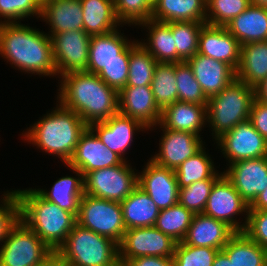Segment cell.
<instances>
[{
	"label": "cell",
	"mask_w": 267,
	"mask_h": 266,
	"mask_svg": "<svg viewBox=\"0 0 267 266\" xmlns=\"http://www.w3.org/2000/svg\"><path fill=\"white\" fill-rule=\"evenodd\" d=\"M205 149L204 146L175 170L179 188L188 187L193 182L204 179H219L223 175V172L219 173L215 170L214 162Z\"/></svg>",
	"instance_id": "836d02e7"
},
{
	"label": "cell",
	"mask_w": 267,
	"mask_h": 266,
	"mask_svg": "<svg viewBox=\"0 0 267 266\" xmlns=\"http://www.w3.org/2000/svg\"><path fill=\"white\" fill-rule=\"evenodd\" d=\"M114 5L122 26H139L152 17L153 3L150 0H114Z\"/></svg>",
	"instance_id": "60d3db41"
},
{
	"label": "cell",
	"mask_w": 267,
	"mask_h": 266,
	"mask_svg": "<svg viewBox=\"0 0 267 266\" xmlns=\"http://www.w3.org/2000/svg\"><path fill=\"white\" fill-rule=\"evenodd\" d=\"M115 29L103 35L91 36L87 72L99 74L112 62H129L130 40Z\"/></svg>",
	"instance_id": "ac0fdd59"
},
{
	"label": "cell",
	"mask_w": 267,
	"mask_h": 266,
	"mask_svg": "<svg viewBox=\"0 0 267 266\" xmlns=\"http://www.w3.org/2000/svg\"><path fill=\"white\" fill-rule=\"evenodd\" d=\"M55 254L72 266H121L117 242L77 223Z\"/></svg>",
	"instance_id": "8992f818"
},
{
	"label": "cell",
	"mask_w": 267,
	"mask_h": 266,
	"mask_svg": "<svg viewBox=\"0 0 267 266\" xmlns=\"http://www.w3.org/2000/svg\"><path fill=\"white\" fill-rule=\"evenodd\" d=\"M236 232L225 222L202 214H194L183 244L210 247L219 251Z\"/></svg>",
	"instance_id": "603a6c76"
},
{
	"label": "cell",
	"mask_w": 267,
	"mask_h": 266,
	"mask_svg": "<svg viewBox=\"0 0 267 266\" xmlns=\"http://www.w3.org/2000/svg\"><path fill=\"white\" fill-rule=\"evenodd\" d=\"M124 160L108 149L95 132L87 126L81 133L76 149L67 165L84 176L94 170L116 166Z\"/></svg>",
	"instance_id": "2e32d148"
},
{
	"label": "cell",
	"mask_w": 267,
	"mask_h": 266,
	"mask_svg": "<svg viewBox=\"0 0 267 266\" xmlns=\"http://www.w3.org/2000/svg\"><path fill=\"white\" fill-rule=\"evenodd\" d=\"M157 126L161 128L163 135L159 141V153L151 156L150 160L159 166L176 170L204 147L201 135L165 129L160 123L155 127Z\"/></svg>",
	"instance_id": "9a60e30c"
},
{
	"label": "cell",
	"mask_w": 267,
	"mask_h": 266,
	"mask_svg": "<svg viewBox=\"0 0 267 266\" xmlns=\"http://www.w3.org/2000/svg\"><path fill=\"white\" fill-rule=\"evenodd\" d=\"M0 245V266H38L54 252L22 220Z\"/></svg>",
	"instance_id": "52a82bcc"
},
{
	"label": "cell",
	"mask_w": 267,
	"mask_h": 266,
	"mask_svg": "<svg viewBox=\"0 0 267 266\" xmlns=\"http://www.w3.org/2000/svg\"><path fill=\"white\" fill-rule=\"evenodd\" d=\"M228 166L224 176L250 206L267 188V156L239 160Z\"/></svg>",
	"instance_id": "5bb4252c"
},
{
	"label": "cell",
	"mask_w": 267,
	"mask_h": 266,
	"mask_svg": "<svg viewBox=\"0 0 267 266\" xmlns=\"http://www.w3.org/2000/svg\"><path fill=\"white\" fill-rule=\"evenodd\" d=\"M126 229L153 227L159 215V208L140 187L121 202Z\"/></svg>",
	"instance_id": "f546056e"
},
{
	"label": "cell",
	"mask_w": 267,
	"mask_h": 266,
	"mask_svg": "<svg viewBox=\"0 0 267 266\" xmlns=\"http://www.w3.org/2000/svg\"><path fill=\"white\" fill-rule=\"evenodd\" d=\"M56 266H72V265L63 262V261L56 255Z\"/></svg>",
	"instance_id": "9f6ffc18"
},
{
	"label": "cell",
	"mask_w": 267,
	"mask_h": 266,
	"mask_svg": "<svg viewBox=\"0 0 267 266\" xmlns=\"http://www.w3.org/2000/svg\"><path fill=\"white\" fill-rule=\"evenodd\" d=\"M138 187L146 192L159 210L178 203L179 187L176 172L148 160L138 174Z\"/></svg>",
	"instance_id": "e0dca14e"
},
{
	"label": "cell",
	"mask_w": 267,
	"mask_h": 266,
	"mask_svg": "<svg viewBox=\"0 0 267 266\" xmlns=\"http://www.w3.org/2000/svg\"><path fill=\"white\" fill-rule=\"evenodd\" d=\"M41 17L40 20H44L51 26L47 34L83 30V12L80 0H48L42 4Z\"/></svg>",
	"instance_id": "d4e9b609"
},
{
	"label": "cell",
	"mask_w": 267,
	"mask_h": 266,
	"mask_svg": "<svg viewBox=\"0 0 267 266\" xmlns=\"http://www.w3.org/2000/svg\"><path fill=\"white\" fill-rule=\"evenodd\" d=\"M80 1L83 12V30L89 36L103 35L122 26L116 16L114 0Z\"/></svg>",
	"instance_id": "4dcf8cb0"
},
{
	"label": "cell",
	"mask_w": 267,
	"mask_h": 266,
	"mask_svg": "<svg viewBox=\"0 0 267 266\" xmlns=\"http://www.w3.org/2000/svg\"><path fill=\"white\" fill-rule=\"evenodd\" d=\"M37 1L42 5L43 3H45L48 0H37Z\"/></svg>",
	"instance_id": "6f0895ef"
},
{
	"label": "cell",
	"mask_w": 267,
	"mask_h": 266,
	"mask_svg": "<svg viewBox=\"0 0 267 266\" xmlns=\"http://www.w3.org/2000/svg\"><path fill=\"white\" fill-rule=\"evenodd\" d=\"M177 242L155 226L127 229L119 246V262L123 266L128 260L155 256L173 258Z\"/></svg>",
	"instance_id": "30bf717a"
},
{
	"label": "cell",
	"mask_w": 267,
	"mask_h": 266,
	"mask_svg": "<svg viewBox=\"0 0 267 266\" xmlns=\"http://www.w3.org/2000/svg\"><path fill=\"white\" fill-rule=\"evenodd\" d=\"M250 2L253 5L267 7V0H250Z\"/></svg>",
	"instance_id": "11a10c76"
},
{
	"label": "cell",
	"mask_w": 267,
	"mask_h": 266,
	"mask_svg": "<svg viewBox=\"0 0 267 266\" xmlns=\"http://www.w3.org/2000/svg\"><path fill=\"white\" fill-rule=\"evenodd\" d=\"M0 56L21 72L57 75L51 37L20 22L0 24Z\"/></svg>",
	"instance_id": "7a4b0ae2"
},
{
	"label": "cell",
	"mask_w": 267,
	"mask_h": 266,
	"mask_svg": "<svg viewBox=\"0 0 267 266\" xmlns=\"http://www.w3.org/2000/svg\"><path fill=\"white\" fill-rule=\"evenodd\" d=\"M249 120L253 127L267 141V103L255 98L251 107Z\"/></svg>",
	"instance_id": "c3c4849f"
},
{
	"label": "cell",
	"mask_w": 267,
	"mask_h": 266,
	"mask_svg": "<svg viewBox=\"0 0 267 266\" xmlns=\"http://www.w3.org/2000/svg\"><path fill=\"white\" fill-rule=\"evenodd\" d=\"M218 179H204L190 186L179 188L178 203L193 214H202L211 189Z\"/></svg>",
	"instance_id": "b9f144b4"
},
{
	"label": "cell",
	"mask_w": 267,
	"mask_h": 266,
	"mask_svg": "<svg viewBox=\"0 0 267 266\" xmlns=\"http://www.w3.org/2000/svg\"><path fill=\"white\" fill-rule=\"evenodd\" d=\"M249 211H267V188L249 206Z\"/></svg>",
	"instance_id": "f907efd6"
},
{
	"label": "cell",
	"mask_w": 267,
	"mask_h": 266,
	"mask_svg": "<svg viewBox=\"0 0 267 266\" xmlns=\"http://www.w3.org/2000/svg\"><path fill=\"white\" fill-rule=\"evenodd\" d=\"M127 162L87 173L84 194L121 203L138 186V173Z\"/></svg>",
	"instance_id": "9c48e42d"
},
{
	"label": "cell",
	"mask_w": 267,
	"mask_h": 266,
	"mask_svg": "<svg viewBox=\"0 0 267 266\" xmlns=\"http://www.w3.org/2000/svg\"><path fill=\"white\" fill-rule=\"evenodd\" d=\"M66 166L76 173V177L65 176L56 180L51 189L35 190L46 200L57 204L61 209L72 213L77 217L79 212L80 200L84 195V175L76 168Z\"/></svg>",
	"instance_id": "4316f807"
},
{
	"label": "cell",
	"mask_w": 267,
	"mask_h": 266,
	"mask_svg": "<svg viewBox=\"0 0 267 266\" xmlns=\"http://www.w3.org/2000/svg\"><path fill=\"white\" fill-rule=\"evenodd\" d=\"M236 78L256 88L267 78V41L241 45Z\"/></svg>",
	"instance_id": "f1b7e54d"
},
{
	"label": "cell",
	"mask_w": 267,
	"mask_h": 266,
	"mask_svg": "<svg viewBox=\"0 0 267 266\" xmlns=\"http://www.w3.org/2000/svg\"><path fill=\"white\" fill-rule=\"evenodd\" d=\"M218 149L230 165L239 160L267 156V141L248 119L236 125L216 141Z\"/></svg>",
	"instance_id": "4fadbf2b"
},
{
	"label": "cell",
	"mask_w": 267,
	"mask_h": 266,
	"mask_svg": "<svg viewBox=\"0 0 267 266\" xmlns=\"http://www.w3.org/2000/svg\"><path fill=\"white\" fill-rule=\"evenodd\" d=\"M0 199V245L8 236L11 229L20 220V202L15 190L3 193Z\"/></svg>",
	"instance_id": "f6af8a7d"
},
{
	"label": "cell",
	"mask_w": 267,
	"mask_h": 266,
	"mask_svg": "<svg viewBox=\"0 0 267 266\" xmlns=\"http://www.w3.org/2000/svg\"><path fill=\"white\" fill-rule=\"evenodd\" d=\"M41 7L37 0H0V24L19 23L29 16L41 18Z\"/></svg>",
	"instance_id": "ee69618b"
},
{
	"label": "cell",
	"mask_w": 267,
	"mask_h": 266,
	"mask_svg": "<svg viewBox=\"0 0 267 266\" xmlns=\"http://www.w3.org/2000/svg\"><path fill=\"white\" fill-rule=\"evenodd\" d=\"M221 250L233 266H267V249L244 232H236Z\"/></svg>",
	"instance_id": "d6a6232c"
},
{
	"label": "cell",
	"mask_w": 267,
	"mask_h": 266,
	"mask_svg": "<svg viewBox=\"0 0 267 266\" xmlns=\"http://www.w3.org/2000/svg\"><path fill=\"white\" fill-rule=\"evenodd\" d=\"M157 63L139 41H131L126 86H150Z\"/></svg>",
	"instance_id": "e575fe53"
},
{
	"label": "cell",
	"mask_w": 267,
	"mask_h": 266,
	"mask_svg": "<svg viewBox=\"0 0 267 266\" xmlns=\"http://www.w3.org/2000/svg\"><path fill=\"white\" fill-rule=\"evenodd\" d=\"M225 27L241 45L267 41V7L251 4Z\"/></svg>",
	"instance_id": "484cf974"
},
{
	"label": "cell",
	"mask_w": 267,
	"mask_h": 266,
	"mask_svg": "<svg viewBox=\"0 0 267 266\" xmlns=\"http://www.w3.org/2000/svg\"><path fill=\"white\" fill-rule=\"evenodd\" d=\"M118 98L122 115L140 121L150 130L160 123L162 110L156 104L150 86H125L118 92Z\"/></svg>",
	"instance_id": "44dd1931"
},
{
	"label": "cell",
	"mask_w": 267,
	"mask_h": 266,
	"mask_svg": "<svg viewBox=\"0 0 267 266\" xmlns=\"http://www.w3.org/2000/svg\"><path fill=\"white\" fill-rule=\"evenodd\" d=\"M140 27L148 29L147 42L140 44L155 58L157 62L177 63V52L170 23L149 19Z\"/></svg>",
	"instance_id": "1f68e13d"
},
{
	"label": "cell",
	"mask_w": 267,
	"mask_h": 266,
	"mask_svg": "<svg viewBox=\"0 0 267 266\" xmlns=\"http://www.w3.org/2000/svg\"><path fill=\"white\" fill-rule=\"evenodd\" d=\"M76 223L118 244L127 230L121 203L84 194L80 200Z\"/></svg>",
	"instance_id": "ba28073f"
},
{
	"label": "cell",
	"mask_w": 267,
	"mask_h": 266,
	"mask_svg": "<svg viewBox=\"0 0 267 266\" xmlns=\"http://www.w3.org/2000/svg\"><path fill=\"white\" fill-rule=\"evenodd\" d=\"M123 266H174L173 258L146 256L128 260Z\"/></svg>",
	"instance_id": "681fc988"
},
{
	"label": "cell",
	"mask_w": 267,
	"mask_h": 266,
	"mask_svg": "<svg viewBox=\"0 0 267 266\" xmlns=\"http://www.w3.org/2000/svg\"><path fill=\"white\" fill-rule=\"evenodd\" d=\"M175 77L178 88V101L207 105L208 98L194 77L187 61L175 63Z\"/></svg>",
	"instance_id": "f35d334b"
},
{
	"label": "cell",
	"mask_w": 267,
	"mask_h": 266,
	"mask_svg": "<svg viewBox=\"0 0 267 266\" xmlns=\"http://www.w3.org/2000/svg\"><path fill=\"white\" fill-rule=\"evenodd\" d=\"M206 22H171L177 52V63L187 61L198 52L199 33Z\"/></svg>",
	"instance_id": "74e56055"
},
{
	"label": "cell",
	"mask_w": 267,
	"mask_h": 266,
	"mask_svg": "<svg viewBox=\"0 0 267 266\" xmlns=\"http://www.w3.org/2000/svg\"><path fill=\"white\" fill-rule=\"evenodd\" d=\"M250 5V0H207L206 24L226 26Z\"/></svg>",
	"instance_id": "ab89813d"
},
{
	"label": "cell",
	"mask_w": 267,
	"mask_h": 266,
	"mask_svg": "<svg viewBox=\"0 0 267 266\" xmlns=\"http://www.w3.org/2000/svg\"><path fill=\"white\" fill-rule=\"evenodd\" d=\"M212 266H233V264L230 262L228 256L220 250L216 254Z\"/></svg>",
	"instance_id": "816d5d0a"
},
{
	"label": "cell",
	"mask_w": 267,
	"mask_h": 266,
	"mask_svg": "<svg viewBox=\"0 0 267 266\" xmlns=\"http://www.w3.org/2000/svg\"><path fill=\"white\" fill-rule=\"evenodd\" d=\"M248 204L242 199L233 184L224 174L214 183L203 214L225 222L235 232H243L248 221ZM239 214H244V222L236 220ZM236 217H235V216ZM243 223V224H241Z\"/></svg>",
	"instance_id": "8fae6325"
},
{
	"label": "cell",
	"mask_w": 267,
	"mask_h": 266,
	"mask_svg": "<svg viewBox=\"0 0 267 266\" xmlns=\"http://www.w3.org/2000/svg\"><path fill=\"white\" fill-rule=\"evenodd\" d=\"M15 192L20 202V220L55 253L76 224V217L44 199L35 189Z\"/></svg>",
	"instance_id": "277c9868"
},
{
	"label": "cell",
	"mask_w": 267,
	"mask_h": 266,
	"mask_svg": "<svg viewBox=\"0 0 267 266\" xmlns=\"http://www.w3.org/2000/svg\"><path fill=\"white\" fill-rule=\"evenodd\" d=\"M38 266H56V254L54 253L48 260Z\"/></svg>",
	"instance_id": "db71d44e"
},
{
	"label": "cell",
	"mask_w": 267,
	"mask_h": 266,
	"mask_svg": "<svg viewBox=\"0 0 267 266\" xmlns=\"http://www.w3.org/2000/svg\"><path fill=\"white\" fill-rule=\"evenodd\" d=\"M207 0H156L152 17L155 21L206 22Z\"/></svg>",
	"instance_id": "83f0119b"
},
{
	"label": "cell",
	"mask_w": 267,
	"mask_h": 266,
	"mask_svg": "<svg viewBox=\"0 0 267 266\" xmlns=\"http://www.w3.org/2000/svg\"><path fill=\"white\" fill-rule=\"evenodd\" d=\"M255 98V88L237 78L221 92L208 98L207 124L212 129L215 141L239 123L249 119Z\"/></svg>",
	"instance_id": "5b68a950"
},
{
	"label": "cell",
	"mask_w": 267,
	"mask_h": 266,
	"mask_svg": "<svg viewBox=\"0 0 267 266\" xmlns=\"http://www.w3.org/2000/svg\"><path fill=\"white\" fill-rule=\"evenodd\" d=\"M48 35L52 40L57 77L70 72L86 71L91 36L84 30H69Z\"/></svg>",
	"instance_id": "7c38bea8"
},
{
	"label": "cell",
	"mask_w": 267,
	"mask_h": 266,
	"mask_svg": "<svg viewBox=\"0 0 267 266\" xmlns=\"http://www.w3.org/2000/svg\"><path fill=\"white\" fill-rule=\"evenodd\" d=\"M105 146L118 154L124 161V153L130 148L135 132L147 131L140 121L116 113L102 122H95L89 126ZM143 129V130H142Z\"/></svg>",
	"instance_id": "d6986e66"
},
{
	"label": "cell",
	"mask_w": 267,
	"mask_h": 266,
	"mask_svg": "<svg viewBox=\"0 0 267 266\" xmlns=\"http://www.w3.org/2000/svg\"><path fill=\"white\" fill-rule=\"evenodd\" d=\"M248 221L243 231L251 240L267 249V211H248Z\"/></svg>",
	"instance_id": "bcb514c9"
},
{
	"label": "cell",
	"mask_w": 267,
	"mask_h": 266,
	"mask_svg": "<svg viewBox=\"0 0 267 266\" xmlns=\"http://www.w3.org/2000/svg\"><path fill=\"white\" fill-rule=\"evenodd\" d=\"M50 112V113H49ZM36 121L23 137L43 152L56 155L64 164L72 158L81 133L87 128L74 111L60 103Z\"/></svg>",
	"instance_id": "3957f363"
},
{
	"label": "cell",
	"mask_w": 267,
	"mask_h": 266,
	"mask_svg": "<svg viewBox=\"0 0 267 266\" xmlns=\"http://www.w3.org/2000/svg\"><path fill=\"white\" fill-rule=\"evenodd\" d=\"M150 87L155 102L161 110L178 101L175 63L158 62L154 69Z\"/></svg>",
	"instance_id": "d590c367"
},
{
	"label": "cell",
	"mask_w": 267,
	"mask_h": 266,
	"mask_svg": "<svg viewBox=\"0 0 267 266\" xmlns=\"http://www.w3.org/2000/svg\"><path fill=\"white\" fill-rule=\"evenodd\" d=\"M59 78L61 84L56 102L77 113L87 126L119 112L118 91L97 74L76 71Z\"/></svg>",
	"instance_id": "6da1fadb"
},
{
	"label": "cell",
	"mask_w": 267,
	"mask_h": 266,
	"mask_svg": "<svg viewBox=\"0 0 267 266\" xmlns=\"http://www.w3.org/2000/svg\"><path fill=\"white\" fill-rule=\"evenodd\" d=\"M194 214L177 203L159 212L155 227L177 243L182 242L192 222Z\"/></svg>",
	"instance_id": "8d00e7d4"
},
{
	"label": "cell",
	"mask_w": 267,
	"mask_h": 266,
	"mask_svg": "<svg viewBox=\"0 0 267 266\" xmlns=\"http://www.w3.org/2000/svg\"><path fill=\"white\" fill-rule=\"evenodd\" d=\"M129 62H112L98 76L118 92L126 86L128 80Z\"/></svg>",
	"instance_id": "7dc6e473"
},
{
	"label": "cell",
	"mask_w": 267,
	"mask_h": 266,
	"mask_svg": "<svg viewBox=\"0 0 267 266\" xmlns=\"http://www.w3.org/2000/svg\"><path fill=\"white\" fill-rule=\"evenodd\" d=\"M160 124L165 129L200 135L207 124L206 106L176 101L162 110Z\"/></svg>",
	"instance_id": "cb8c5ba5"
},
{
	"label": "cell",
	"mask_w": 267,
	"mask_h": 266,
	"mask_svg": "<svg viewBox=\"0 0 267 266\" xmlns=\"http://www.w3.org/2000/svg\"><path fill=\"white\" fill-rule=\"evenodd\" d=\"M197 53L225 62L236 71L240 63L241 44L225 26L205 23L199 33Z\"/></svg>",
	"instance_id": "ffe728a7"
},
{
	"label": "cell",
	"mask_w": 267,
	"mask_h": 266,
	"mask_svg": "<svg viewBox=\"0 0 267 266\" xmlns=\"http://www.w3.org/2000/svg\"><path fill=\"white\" fill-rule=\"evenodd\" d=\"M207 98H210L236 79V71L227 63L196 53L187 60Z\"/></svg>",
	"instance_id": "7402d4cb"
},
{
	"label": "cell",
	"mask_w": 267,
	"mask_h": 266,
	"mask_svg": "<svg viewBox=\"0 0 267 266\" xmlns=\"http://www.w3.org/2000/svg\"><path fill=\"white\" fill-rule=\"evenodd\" d=\"M256 98L264 103H267V78L256 88Z\"/></svg>",
	"instance_id": "f5cc1de1"
},
{
	"label": "cell",
	"mask_w": 267,
	"mask_h": 266,
	"mask_svg": "<svg viewBox=\"0 0 267 266\" xmlns=\"http://www.w3.org/2000/svg\"><path fill=\"white\" fill-rule=\"evenodd\" d=\"M218 249L177 243L173 255L174 266H212Z\"/></svg>",
	"instance_id": "7bdbcfd3"
}]
</instances>
